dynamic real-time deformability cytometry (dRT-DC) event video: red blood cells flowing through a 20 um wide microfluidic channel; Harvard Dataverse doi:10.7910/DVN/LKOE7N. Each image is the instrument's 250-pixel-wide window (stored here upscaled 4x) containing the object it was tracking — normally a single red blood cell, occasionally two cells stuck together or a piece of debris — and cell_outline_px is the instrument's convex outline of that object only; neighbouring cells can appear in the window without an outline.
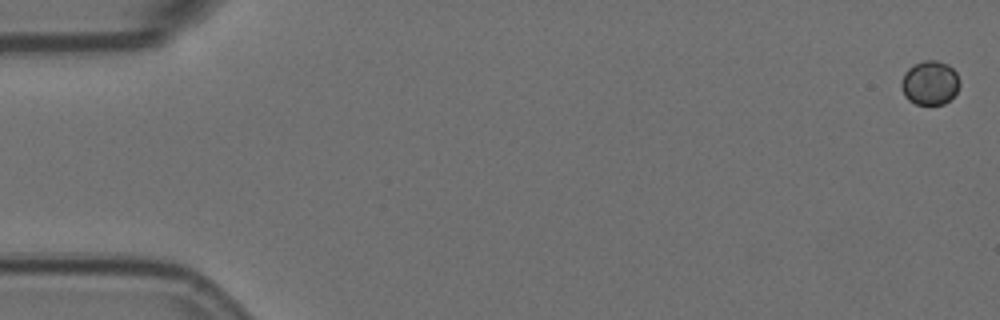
{"species": "Egyptian fruit bat (a non-hibernating species)", "species_latin": "Rousettus aegyptiacus", "temperature_condition": "room temperature", "stored_images_in_passage": 5, "segment_of_instrument_passage": [2, 2], "camera_frame_rate_fps": 3000, "um_per_image_px": 0.085, "animal": {"sex": "female"}, "frame": {"image": 1, "passage_image": 5, "time_ms": 1.333, "image_size_px": [1000, 320], "cell_outline_px": [[960, 84], [956, 92], [944, 104], [916, 104], [908, 100], [904, 96], [900, 84], [904, 72], [912, 64], [924, 60], [936, 60], [948, 64], [956, 72], [960, 80]], "centroid_in_image_um": [79.02, 7.02], "position_along_channel_um": 6.0, "area_um2": 15.14}}